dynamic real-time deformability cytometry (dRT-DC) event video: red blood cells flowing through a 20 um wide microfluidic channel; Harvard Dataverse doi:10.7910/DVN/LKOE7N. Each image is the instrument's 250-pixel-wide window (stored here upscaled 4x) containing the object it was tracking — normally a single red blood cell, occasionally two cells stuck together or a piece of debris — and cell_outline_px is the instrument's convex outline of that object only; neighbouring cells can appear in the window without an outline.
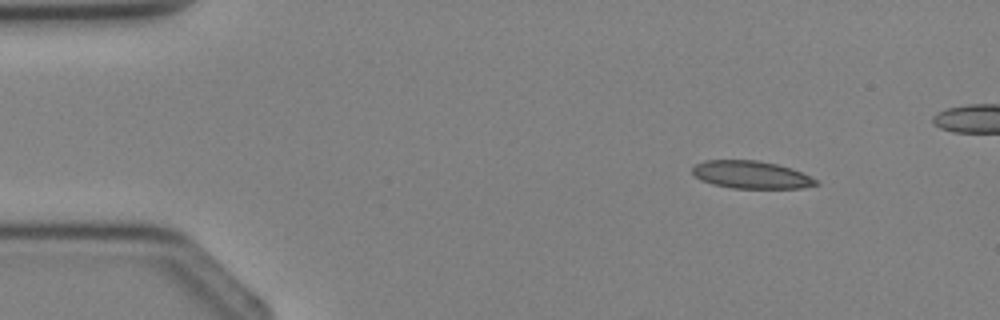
{"species": "Egyptian fruit bat (a non-hibernating species)", "species_latin": "Rousettus aegyptiacus", "temperature_condition": "cold", "stored_images_in_passage": 3, "camera_frame_rate_fps": 3000, "um_per_image_px": 0.085, "animal": {"sex": "female"}, "frame": {"image": 1, "passage_image": 1, "time_ms": 0.0, "image_size_px": [1000, 320], "cell_outline_px": [[820, 184], [800, 188], [732, 188], [712, 184], [700, 180], [692, 172], [692, 168], [696, 164], [704, 160], [756, 160], [776, 164], [792, 168], [820, 180]], "centroid_in_image_um": [63.87, 14.85], "position_along_channel_um": 21.1, "area_um2": 20.0}}